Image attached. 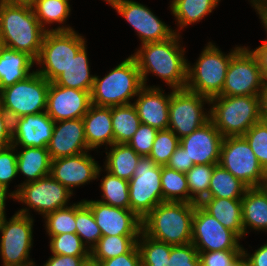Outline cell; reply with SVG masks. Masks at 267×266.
<instances>
[{"mask_svg": "<svg viewBox=\"0 0 267 266\" xmlns=\"http://www.w3.org/2000/svg\"><path fill=\"white\" fill-rule=\"evenodd\" d=\"M179 40V33H175L167 40L142 44L132 55L137 62L143 86L147 84L148 73H153L173 90L186 88L188 63Z\"/></svg>", "mask_w": 267, "mask_h": 266, "instance_id": "6da1fadb", "label": "cell"}, {"mask_svg": "<svg viewBox=\"0 0 267 266\" xmlns=\"http://www.w3.org/2000/svg\"><path fill=\"white\" fill-rule=\"evenodd\" d=\"M195 204L164 201L142 219V232L171 245L191 243Z\"/></svg>", "mask_w": 267, "mask_h": 266, "instance_id": "7a4b0ae2", "label": "cell"}, {"mask_svg": "<svg viewBox=\"0 0 267 266\" xmlns=\"http://www.w3.org/2000/svg\"><path fill=\"white\" fill-rule=\"evenodd\" d=\"M45 32L32 7L1 4L0 41L5 47L25 52L36 60Z\"/></svg>", "mask_w": 267, "mask_h": 266, "instance_id": "3957f363", "label": "cell"}, {"mask_svg": "<svg viewBox=\"0 0 267 266\" xmlns=\"http://www.w3.org/2000/svg\"><path fill=\"white\" fill-rule=\"evenodd\" d=\"M210 104V120L223 137L243 136L262 120L259 95L215 96Z\"/></svg>", "mask_w": 267, "mask_h": 266, "instance_id": "277c9868", "label": "cell"}, {"mask_svg": "<svg viewBox=\"0 0 267 266\" xmlns=\"http://www.w3.org/2000/svg\"><path fill=\"white\" fill-rule=\"evenodd\" d=\"M142 87L137 62L131 55L103 78L95 75L91 103L100 107L131 104L130 99L137 96Z\"/></svg>", "mask_w": 267, "mask_h": 266, "instance_id": "5b68a950", "label": "cell"}, {"mask_svg": "<svg viewBox=\"0 0 267 266\" xmlns=\"http://www.w3.org/2000/svg\"><path fill=\"white\" fill-rule=\"evenodd\" d=\"M241 48L235 47L226 55L209 42L194 67L188 63L186 89L209 99L218 96L223 89L231 58Z\"/></svg>", "mask_w": 267, "mask_h": 266, "instance_id": "8992f818", "label": "cell"}, {"mask_svg": "<svg viewBox=\"0 0 267 266\" xmlns=\"http://www.w3.org/2000/svg\"><path fill=\"white\" fill-rule=\"evenodd\" d=\"M25 207L18 210L9 221L0 219V254L3 266H36L29 258L33 246L32 228L34 220Z\"/></svg>", "mask_w": 267, "mask_h": 266, "instance_id": "52a82bcc", "label": "cell"}, {"mask_svg": "<svg viewBox=\"0 0 267 266\" xmlns=\"http://www.w3.org/2000/svg\"><path fill=\"white\" fill-rule=\"evenodd\" d=\"M83 37L75 30L46 31L36 59V64L43 67H40V70L36 69V72L49 82H53L86 44Z\"/></svg>", "mask_w": 267, "mask_h": 266, "instance_id": "ba28073f", "label": "cell"}, {"mask_svg": "<svg viewBox=\"0 0 267 266\" xmlns=\"http://www.w3.org/2000/svg\"><path fill=\"white\" fill-rule=\"evenodd\" d=\"M50 82L38 72L0 91V105L11 121L46 111Z\"/></svg>", "mask_w": 267, "mask_h": 266, "instance_id": "9c48e42d", "label": "cell"}, {"mask_svg": "<svg viewBox=\"0 0 267 266\" xmlns=\"http://www.w3.org/2000/svg\"><path fill=\"white\" fill-rule=\"evenodd\" d=\"M219 164L248 188L267 186V172L243 136L223 138Z\"/></svg>", "mask_w": 267, "mask_h": 266, "instance_id": "30bf717a", "label": "cell"}, {"mask_svg": "<svg viewBox=\"0 0 267 266\" xmlns=\"http://www.w3.org/2000/svg\"><path fill=\"white\" fill-rule=\"evenodd\" d=\"M129 182L130 210L141 220L164 202L161 187V165L149 156H141Z\"/></svg>", "mask_w": 267, "mask_h": 266, "instance_id": "8fae6325", "label": "cell"}, {"mask_svg": "<svg viewBox=\"0 0 267 266\" xmlns=\"http://www.w3.org/2000/svg\"><path fill=\"white\" fill-rule=\"evenodd\" d=\"M210 105V99L185 89H176L170 93L169 126L179 139L190 135L210 120V111L204 112V103Z\"/></svg>", "mask_w": 267, "mask_h": 266, "instance_id": "7c38bea8", "label": "cell"}, {"mask_svg": "<svg viewBox=\"0 0 267 266\" xmlns=\"http://www.w3.org/2000/svg\"><path fill=\"white\" fill-rule=\"evenodd\" d=\"M18 186L17 190L11 192L8 197L25 203L43 216L57 209L68 207L67 203L73 195V192L51 175Z\"/></svg>", "mask_w": 267, "mask_h": 266, "instance_id": "4fadbf2b", "label": "cell"}, {"mask_svg": "<svg viewBox=\"0 0 267 266\" xmlns=\"http://www.w3.org/2000/svg\"><path fill=\"white\" fill-rule=\"evenodd\" d=\"M264 83L255 56L244 46L231 58L223 89L218 96L260 95Z\"/></svg>", "mask_w": 267, "mask_h": 266, "instance_id": "5bb4252c", "label": "cell"}, {"mask_svg": "<svg viewBox=\"0 0 267 266\" xmlns=\"http://www.w3.org/2000/svg\"><path fill=\"white\" fill-rule=\"evenodd\" d=\"M240 239L236 233L225 228L199 204H195L191 243L198 252L242 250Z\"/></svg>", "mask_w": 267, "mask_h": 266, "instance_id": "9a60e30c", "label": "cell"}, {"mask_svg": "<svg viewBox=\"0 0 267 266\" xmlns=\"http://www.w3.org/2000/svg\"><path fill=\"white\" fill-rule=\"evenodd\" d=\"M105 1L137 31L141 44L164 41L177 33L143 4L132 0Z\"/></svg>", "mask_w": 267, "mask_h": 266, "instance_id": "2e32d148", "label": "cell"}, {"mask_svg": "<svg viewBox=\"0 0 267 266\" xmlns=\"http://www.w3.org/2000/svg\"><path fill=\"white\" fill-rule=\"evenodd\" d=\"M91 209L102 236H139L142 220L130 209L113 207L99 200H83Z\"/></svg>", "mask_w": 267, "mask_h": 266, "instance_id": "e0dca14e", "label": "cell"}, {"mask_svg": "<svg viewBox=\"0 0 267 266\" xmlns=\"http://www.w3.org/2000/svg\"><path fill=\"white\" fill-rule=\"evenodd\" d=\"M91 105V92L50 82L46 113L54 122L83 118Z\"/></svg>", "mask_w": 267, "mask_h": 266, "instance_id": "ac0fdd59", "label": "cell"}, {"mask_svg": "<svg viewBox=\"0 0 267 266\" xmlns=\"http://www.w3.org/2000/svg\"><path fill=\"white\" fill-rule=\"evenodd\" d=\"M88 152L51 160L50 175L71 192L72 188L97 179L101 167Z\"/></svg>", "mask_w": 267, "mask_h": 266, "instance_id": "d6986e66", "label": "cell"}, {"mask_svg": "<svg viewBox=\"0 0 267 266\" xmlns=\"http://www.w3.org/2000/svg\"><path fill=\"white\" fill-rule=\"evenodd\" d=\"M223 136L209 120L200 128L180 139L179 145L186 150L189 162L194 165L219 164Z\"/></svg>", "mask_w": 267, "mask_h": 266, "instance_id": "ffe728a7", "label": "cell"}, {"mask_svg": "<svg viewBox=\"0 0 267 266\" xmlns=\"http://www.w3.org/2000/svg\"><path fill=\"white\" fill-rule=\"evenodd\" d=\"M47 150L51 160L90 151L82 118L56 121Z\"/></svg>", "mask_w": 267, "mask_h": 266, "instance_id": "44dd1931", "label": "cell"}, {"mask_svg": "<svg viewBox=\"0 0 267 266\" xmlns=\"http://www.w3.org/2000/svg\"><path fill=\"white\" fill-rule=\"evenodd\" d=\"M54 121L45 112L29 114L12 121V145L47 147L53 135Z\"/></svg>", "mask_w": 267, "mask_h": 266, "instance_id": "7402d4cb", "label": "cell"}, {"mask_svg": "<svg viewBox=\"0 0 267 266\" xmlns=\"http://www.w3.org/2000/svg\"><path fill=\"white\" fill-rule=\"evenodd\" d=\"M159 87L143 86L138 92L137 100L132 103L141 123L157 130L168 129L170 94H163Z\"/></svg>", "mask_w": 267, "mask_h": 266, "instance_id": "603a6c76", "label": "cell"}, {"mask_svg": "<svg viewBox=\"0 0 267 266\" xmlns=\"http://www.w3.org/2000/svg\"><path fill=\"white\" fill-rule=\"evenodd\" d=\"M85 138L91 150L105 144H114V134L111 117V107L91 105L82 118Z\"/></svg>", "mask_w": 267, "mask_h": 266, "instance_id": "cb8c5ba5", "label": "cell"}, {"mask_svg": "<svg viewBox=\"0 0 267 266\" xmlns=\"http://www.w3.org/2000/svg\"><path fill=\"white\" fill-rule=\"evenodd\" d=\"M199 205L225 228L244 236L241 199L205 197Z\"/></svg>", "mask_w": 267, "mask_h": 266, "instance_id": "d4e9b609", "label": "cell"}, {"mask_svg": "<svg viewBox=\"0 0 267 266\" xmlns=\"http://www.w3.org/2000/svg\"><path fill=\"white\" fill-rule=\"evenodd\" d=\"M35 63L29 54L4 46L0 57V91L33 74L30 70Z\"/></svg>", "mask_w": 267, "mask_h": 266, "instance_id": "484cf974", "label": "cell"}, {"mask_svg": "<svg viewBox=\"0 0 267 266\" xmlns=\"http://www.w3.org/2000/svg\"><path fill=\"white\" fill-rule=\"evenodd\" d=\"M241 202L244 236L247 227L267 231V186L248 188Z\"/></svg>", "mask_w": 267, "mask_h": 266, "instance_id": "4316f807", "label": "cell"}, {"mask_svg": "<svg viewBox=\"0 0 267 266\" xmlns=\"http://www.w3.org/2000/svg\"><path fill=\"white\" fill-rule=\"evenodd\" d=\"M86 44L77 52L66 69L53 81L54 84L91 92L95 75L90 74Z\"/></svg>", "mask_w": 267, "mask_h": 266, "instance_id": "83f0119b", "label": "cell"}, {"mask_svg": "<svg viewBox=\"0 0 267 266\" xmlns=\"http://www.w3.org/2000/svg\"><path fill=\"white\" fill-rule=\"evenodd\" d=\"M22 148L17 152V173H22L27 180L21 185L50 175L51 158L47 147Z\"/></svg>", "mask_w": 267, "mask_h": 266, "instance_id": "f1b7e54d", "label": "cell"}, {"mask_svg": "<svg viewBox=\"0 0 267 266\" xmlns=\"http://www.w3.org/2000/svg\"><path fill=\"white\" fill-rule=\"evenodd\" d=\"M110 147L109 153L106 152L105 171L129 181L141 156L127 143H114Z\"/></svg>", "mask_w": 267, "mask_h": 266, "instance_id": "f546056e", "label": "cell"}, {"mask_svg": "<svg viewBox=\"0 0 267 266\" xmlns=\"http://www.w3.org/2000/svg\"><path fill=\"white\" fill-rule=\"evenodd\" d=\"M248 187L220 164H216L206 197L242 199Z\"/></svg>", "mask_w": 267, "mask_h": 266, "instance_id": "4dcf8cb0", "label": "cell"}, {"mask_svg": "<svg viewBox=\"0 0 267 266\" xmlns=\"http://www.w3.org/2000/svg\"><path fill=\"white\" fill-rule=\"evenodd\" d=\"M220 0H172L170 9L180 29L202 20Z\"/></svg>", "mask_w": 267, "mask_h": 266, "instance_id": "1f68e13d", "label": "cell"}, {"mask_svg": "<svg viewBox=\"0 0 267 266\" xmlns=\"http://www.w3.org/2000/svg\"><path fill=\"white\" fill-rule=\"evenodd\" d=\"M33 11L41 27L45 31H71L72 27L58 26L55 29H46V24L64 23L70 15L69 0H35Z\"/></svg>", "mask_w": 267, "mask_h": 266, "instance_id": "d6a6232c", "label": "cell"}, {"mask_svg": "<svg viewBox=\"0 0 267 266\" xmlns=\"http://www.w3.org/2000/svg\"><path fill=\"white\" fill-rule=\"evenodd\" d=\"M114 143H128L138 130L141 121L131 104L111 107Z\"/></svg>", "mask_w": 267, "mask_h": 266, "instance_id": "836d02e7", "label": "cell"}, {"mask_svg": "<svg viewBox=\"0 0 267 266\" xmlns=\"http://www.w3.org/2000/svg\"><path fill=\"white\" fill-rule=\"evenodd\" d=\"M138 237L102 236L90 251V259L99 262L126 254L137 244Z\"/></svg>", "mask_w": 267, "mask_h": 266, "instance_id": "e575fe53", "label": "cell"}, {"mask_svg": "<svg viewBox=\"0 0 267 266\" xmlns=\"http://www.w3.org/2000/svg\"><path fill=\"white\" fill-rule=\"evenodd\" d=\"M161 187L163 201L190 203V193L185 173L167 166H161Z\"/></svg>", "mask_w": 267, "mask_h": 266, "instance_id": "d590c367", "label": "cell"}, {"mask_svg": "<svg viewBox=\"0 0 267 266\" xmlns=\"http://www.w3.org/2000/svg\"><path fill=\"white\" fill-rule=\"evenodd\" d=\"M76 234L81 238L82 243L89 251L97 244L102 237L99 226L90 207L82 200L75 203ZM88 244V245H87Z\"/></svg>", "mask_w": 267, "mask_h": 266, "instance_id": "8d00e7d4", "label": "cell"}, {"mask_svg": "<svg viewBox=\"0 0 267 266\" xmlns=\"http://www.w3.org/2000/svg\"><path fill=\"white\" fill-rule=\"evenodd\" d=\"M137 247L142 266H169L171 244L152 239L141 231L137 240Z\"/></svg>", "mask_w": 267, "mask_h": 266, "instance_id": "74e56055", "label": "cell"}, {"mask_svg": "<svg viewBox=\"0 0 267 266\" xmlns=\"http://www.w3.org/2000/svg\"><path fill=\"white\" fill-rule=\"evenodd\" d=\"M106 172L107 175L102 178L100 185L103 192V200L99 201L113 207L130 209L128 180L113 176L108 171Z\"/></svg>", "mask_w": 267, "mask_h": 266, "instance_id": "f35d334b", "label": "cell"}, {"mask_svg": "<svg viewBox=\"0 0 267 266\" xmlns=\"http://www.w3.org/2000/svg\"><path fill=\"white\" fill-rule=\"evenodd\" d=\"M215 165L216 164L194 165L185 173L191 204H199L208 195L209 183Z\"/></svg>", "mask_w": 267, "mask_h": 266, "instance_id": "ab89813d", "label": "cell"}, {"mask_svg": "<svg viewBox=\"0 0 267 266\" xmlns=\"http://www.w3.org/2000/svg\"><path fill=\"white\" fill-rule=\"evenodd\" d=\"M46 218V232L49 236L64 233L76 234L75 203L61 209H57L44 216Z\"/></svg>", "mask_w": 267, "mask_h": 266, "instance_id": "60d3db41", "label": "cell"}, {"mask_svg": "<svg viewBox=\"0 0 267 266\" xmlns=\"http://www.w3.org/2000/svg\"><path fill=\"white\" fill-rule=\"evenodd\" d=\"M50 250L57 255L90 257V251L74 233L50 236Z\"/></svg>", "mask_w": 267, "mask_h": 266, "instance_id": "b9f144b4", "label": "cell"}, {"mask_svg": "<svg viewBox=\"0 0 267 266\" xmlns=\"http://www.w3.org/2000/svg\"><path fill=\"white\" fill-rule=\"evenodd\" d=\"M180 139L170 130H158L149 157L157 165L166 166L179 146Z\"/></svg>", "mask_w": 267, "mask_h": 266, "instance_id": "7bdbcfd3", "label": "cell"}, {"mask_svg": "<svg viewBox=\"0 0 267 266\" xmlns=\"http://www.w3.org/2000/svg\"><path fill=\"white\" fill-rule=\"evenodd\" d=\"M243 137L253 150L259 164L267 172V122L255 123Z\"/></svg>", "mask_w": 267, "mask_h": 266, "instance_id": "ee69618b", "label": "cell"}, {"mask_svg": "<svg viewBox=\"0 0 267 266\" xmlns=\"http://www.w3.org/2000/svg\"><path fill=\"white\" fill-rule=\"evenodd\" d=\"M201 266H236L242 259V250L198 252Z\"/></svg>", "mask_w": 267, "mask_h": 266, "instance_id": "f6af8a7d", "label": "cell"}, {"mask_svg": "<svg viewBox=\"0 0 267 266\" xmlns=\"http://www.w3.org/2000/svg\"><path fill=\"white\" fill-rule=\"evenodd\" d=\"M158 130L141 123L128 145L140 156H149Z\"/></svg>", "mask_w": 267, "mask_h": 266, "instance_id": "bcb514c9", "label": "cell"}, {"mask_svg": "<svg viewBox=\"0 0 267 266\" xmlns=\"http://www.w3.org/2000/svg\"><path fill=\"white\" fill-rule=\"evenodd\" d=\"M169 266H201L198 250L192 243L172 245Z\"/></svg>", "mask_w": 267, "mask_h": 266, "instance_id": "7dc6e473", "label": "cell"}, {"mask_svg": "<svg viewBox=\"0 0 267 266\" xmlns=\"http://www.w3.org/2000/svg\"><path fill=\"white\" fill-rule=\"evenodd\" d=\"M15 149L16 147L13 145L0 149V183L7 188L9 187L10 181L18 174L17 153Z\"/></svg>", "mask_w": 267, "mask_h": 266, "instance_id": "c3c4849f", "label": "cell"}, {"mask_svg": "<svg viewBox=\"0 0 267 266\" xmlns=\"http://www.w3.org/2000/svg\"><path fill=\"white\" fill-rule=\"evenodd\" d=\"M100 266H142L137 244L126 254L98 262Z\"/></svg>", "mask_w": 267, "mask_h": 266, "instance_id": "681fc988", "label": "cell"}, {"mask_svg": "<svg viewBox=\"0 0 267 266\" xmlns=\"http://www.w3.org/2000/svg\"><path fill=\"white\" fill-rule=\"evenodd\" d=\"M166 166L179 172L186 173L191 167L194 166V163L189 162V157L187 156L186 150L179 145L170 157V160Z\"/></svg>", "mask_w": 267, "mask_h": 266, "instance_id": "f907efd6", "label": "cell"}, {"mask_svg": "<svg viewBox=\"0 0 267 266\" xmlns=\"http://www.w3.org/2000/svg\"><path fill=\"white\" fill-rule=\"evenodd\" d=\"M12 145V121L0 105V149Z\"/></svg>", "mask_w": 267, "mask_h": 266, "instance_id": "816d5d0a", "label": "cell"}, {"mask_svg": "<svg viewBox=\"0 0 267 266\" xmlns=\"http://www.w3.org/2000/svg\"><path fill=\"white\" fill-rule=\"evenodd\" d=\"M52 255L43 266H83L90 259V257Z\"/></svg>", "mask_w": 267, "mask_h": 266, "instance_id": "f5cc1de1", "label": "cell"}, {"mask_svg": "<svg viewBox=\"0 0 267 266\" xmlns=\"http://www.w3.org/2000/svg\"><path fill=\"white\" fill-rule=\"evenodd\" d=\"M243 259L249 266H267V243L249 255L244 248H242Z\"/></svg>", "mask_w": 267, "mask_h": 266, "instance_id": "db71d44e", "label": "cell"}, {"mask_svg": "<svg viewBox=\"0 0 267 266\" xmlns=\"http://www.w3.org/2000/svg\"><path fill=\"white\" fill-rule=\"evenodd\" d=\"M250 51L258 62L264 82L267 83V40H263L262 45Z\"/></svg>", "mask_w": 267, "mask_h": 266, "instance_id": "11a10c76", "label": "cell"}, {"mask_svg": "<svg viewBox=\"0 0 267 266\" xmlns=\"http://www.w3.org/2000/svg\"><path fill=\"white\" fill-rule=\"evenodd\" d=\"M267 32V0H251Z\"/></svg>", "mask_w": 267, "mask_h": 266, "instance_id": "9f6ffc18", "label": "cell"}, {"mask_svg": "<svg viewBox=\"0 0 267 266\" xmlns=\"http://www.w3.org/2000/svg\"><path fill=\"white\" fill-rule=\"evenodd\" d=\"M260 109L261 119L267 122V83H264L263 89L260 92Z\"/></svg>", "mask_w": 267, "mask_h": 266, "instance_id": "6f0895ef", "label": "cell"}, {"mask_svg": "<svg viewBox=\"0 0 267 266\" xmlns=\"http://www.w3.org/2000/svg\"><path fill=\"white\" fill-rule=\"evenodd\" d=\"M8 188L0 183V219L5 215V200L8 195Z\"/></svg>", "mask_w": 267, "mask_h": 266, "instance_id": "680465c9", "label": "cell"}, {"mask_svg": "<svg viewBox=\"0 0 267 266\" xmlns=\"http://www.w3.org/2000/svg\"><path fill=\"white\" fill-rule=\"evenodd\" d=\"M2 2L9 5L33 7L35 0H2Z\"/></svg>", "mask_w": 267, "mask_h": 266, "instance_id": "91938a15", "label": "cell"}, {"mask_svg": "<svg viewBox=\"0 0 267 266\" xmlns=\"http://www.w3.org/2000/svg\"><path fill=\"white\" fill-rule=\"evenodd\" d=\"M83 266H100V264L98 262H94L91 259H89Z\"/></svg>", "mask_w": 267, "mask_h": 266, "instance_id": "94428289", "label": "cell"}, {"mask_svg": "<svg viewBox=\"0 0 267 266\" xmlns=\"http://www.w3.org/2000/svg\"><path fill=\"white\" fill-rule=\"evenodd\" d=\"M236 266H249V265L244 259H242Z\"/></svg>", "mask_w": 267, "mask_h": 266, "instance_id": "6125c7cd", "label": "cell"}, {"mask_svg": "<svg viewBox=\"0 0 267 266\" xmlns=\"http://www.w3.org/2000/svg\"><path fill=\"white\" fill-rule=\"evenodd\" d=\"M3 47H4V44L0 41V57H1V52H2Z\"/></svg>", "mask_w": 267, "mask_h": 266, "instance_id": "be15d7a7", "label": "cell"}]
</instances>
